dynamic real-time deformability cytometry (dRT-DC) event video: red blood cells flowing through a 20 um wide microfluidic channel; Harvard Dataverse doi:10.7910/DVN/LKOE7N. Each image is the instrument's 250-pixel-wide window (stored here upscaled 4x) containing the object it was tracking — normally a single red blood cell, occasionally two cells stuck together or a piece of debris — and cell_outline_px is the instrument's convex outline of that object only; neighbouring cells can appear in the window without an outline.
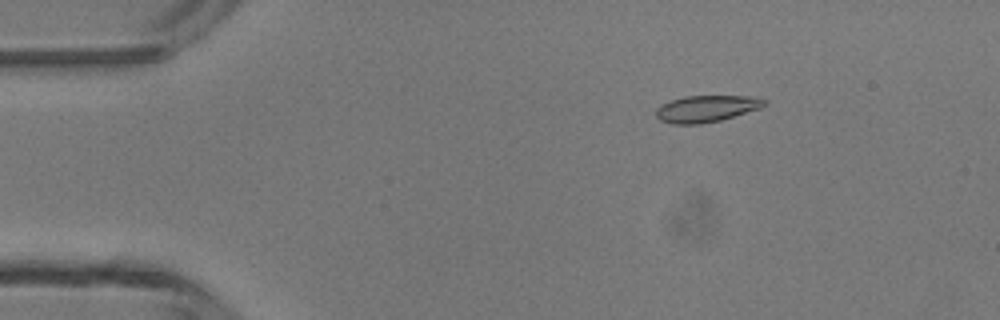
{"species": "common noctule bat (a hibernating species)", "species_latin": "Nyctalus noctula", "temperature_condition": "room temperature", "stored_images_in_passage": 48, "camera_frame_rate_fps": 3000, "um_per_image_px": 0.085, "animal": {"sex": "male", "body_mass_g": 13.3}, "frame": {"image": 1, "passage_image": 8, "time_ms": 2.333, "image_size_px": [1000, 320], "cell_outline_px": [[768, 100], [760, 108], [720, 120], [700, 124], [672, 124], [660, 120], [656, 116], [656, 108], [660, 104], [684, 96], [748, 96]], "centroid_in_image_um": [59.99, 9.24], "position_along_channel_um": 25.0, "area_um2": 16.7}}
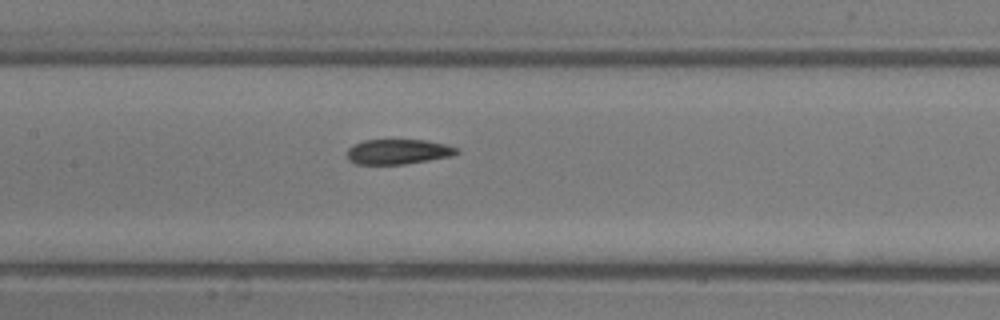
{"frame": {"image": 2, "passage_image": 23, "time_ms": 7.333, "image_size_px": [1000, 320], "cell_outline_px": [[460, 152], [452, 156], [404, 164], [356, 164], [348, 160], [348, 148], [352, 144], [364, 140], [424, 140], [444, 144], [460, 148]], "centroid_in_image_um": [33.84, 12.89], "position_along_channel_um": 173.6, "area_um2": 16.01}}
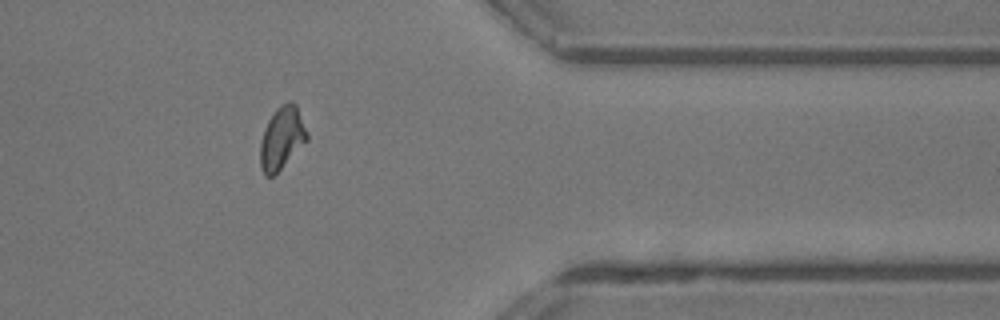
{"frame": {"image": 3, "passage_image": 39, "time_ms": 12.667, "image_size_px": [1000, 320], "cell_outline_px": [[308, 140], [272, 176], [264, 176], [260, 168], [260, 144], [264, 128], [268, 120], [276, 108], [288, 100], [296, 104], [308, 132]], "centroid_in_image_um": [23.95, 11.71], "position_along_channel_um": 387.5, "area_um2": 16.99}, "authors_computed_cell_mechanics": {"area_um2": 16.7331, "velocity_mm_per_s": 4.3588, "shape_relaxation_time_tau1_ms": 5.0786, "shape_relaxation_time_tau2_ms": 4.9399, "deformation_change_tau1": 0.1721, "deformation_change_tau2": 0.093}}